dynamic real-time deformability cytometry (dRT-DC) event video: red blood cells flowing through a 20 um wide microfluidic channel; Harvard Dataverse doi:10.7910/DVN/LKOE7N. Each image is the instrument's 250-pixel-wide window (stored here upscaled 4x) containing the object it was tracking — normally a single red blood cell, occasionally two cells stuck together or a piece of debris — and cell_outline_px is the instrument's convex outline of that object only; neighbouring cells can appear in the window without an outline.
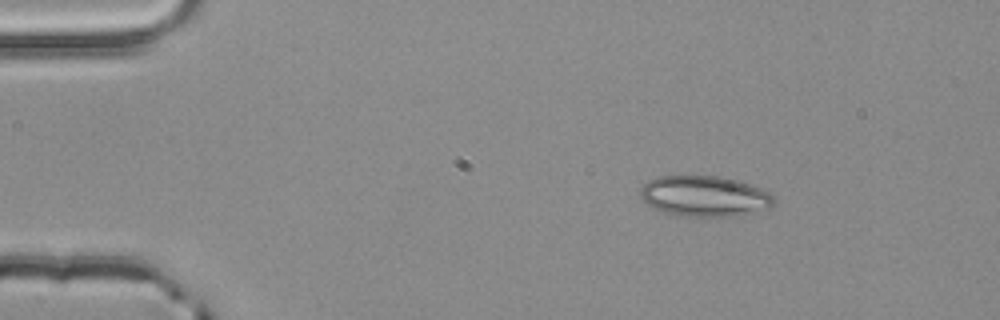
{"species": "common noctule bat (a hibernating species)", "species_latin": "Nyctalus noctula", "temperature_condition": "room temperature", "stored_images_in_passage": 2, "camera_frame_rate_fps": 3000, "um_per_image_px": 0.085, "animal": {"sex": "male", "body_mass_g": 20.4}, "frame": {"image": 1, "passage_image": 1, "time_ms": 0.0, "image_size_px": [1000, 320], "cell_outline_px": [[772, 204], [768, 208], [736, 216], [676, 216], [652, 208], [640, 196], [640, 188], [648, 180], [656, 176], [720, 176], [736, 180], [748, 184], [768, 192], [772, 196]], "centroid_in_image_um": [59.81, 16.67], "position_along_channel_um": 25.2, "area_um2": 31.44}}